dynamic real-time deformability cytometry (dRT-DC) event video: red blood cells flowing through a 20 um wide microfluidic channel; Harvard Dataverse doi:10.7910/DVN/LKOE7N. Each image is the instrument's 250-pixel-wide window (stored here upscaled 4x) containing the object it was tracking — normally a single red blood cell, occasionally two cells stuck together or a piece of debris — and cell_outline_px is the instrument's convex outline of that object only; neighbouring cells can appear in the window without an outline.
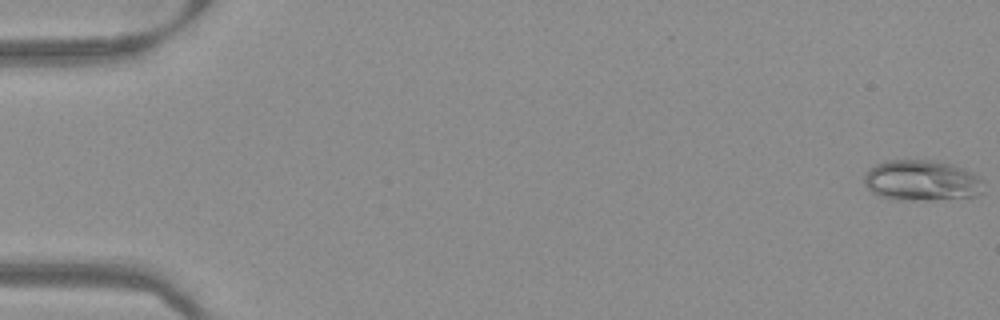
{"species": "Egyptian fruit bat (a non-hibernating species)", "species_latin": "Rousettus aegyptiacus", "temperature_condition": "warm", "stored_images_in_passage": 52, "camera_frame_rate_fps": 3000, "um_per_image_px": 0.085, "frame": {"image": 1, "passage_image": 1, "time_ms": 0.0, "image_size_px": [1000, 320], "cell_outline_px": [[984, 192], [976, 196], [932, 200], [896, 200], [880, 196], [872, 192], [864, 184], [864, 176], [868, 168], [884, 160], [936, 160], [952, 164], [964, 168], [980, 176], [984, 180]], "centroid_in_image_um": [78.38, 15.34], "position_along_channel_um": 6.6, "area_um2": 28.96}}
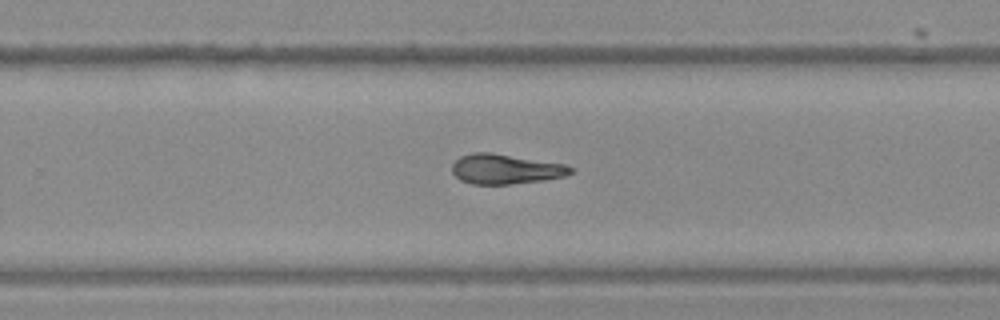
{"frame": {"image": 2, "passage_image": 34, "time_ms": 11.0, "image_size_px": [1000, 320], "cell_outline_px": [[572, 172], [568, 176], [544, 180], [512, 184], [472, 184], [460, 180], [452, 172], [452, 164], [460, 156], [472, 152], [488, 152], [564, 164], [572, 168]], "centroid_in_image_um": [42.95, 14.38], "position_along_channel_um": 286.9, "area_um2": 20.58}}
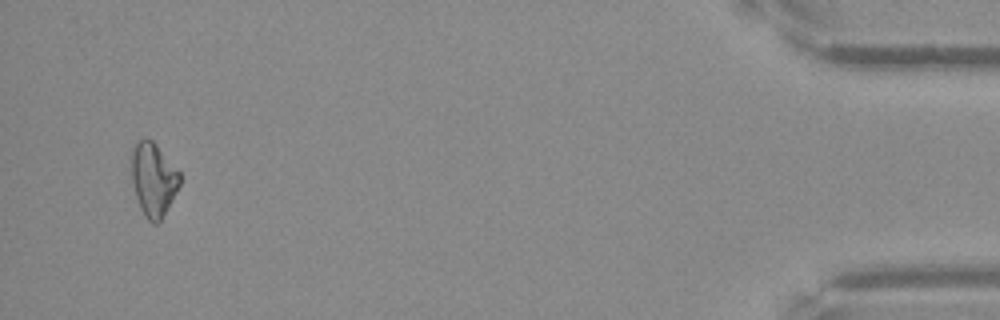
{"frame": {"image": 3, "passage_image": 50, "time_ms": 16.333, "image_size_px": [1000, 320], "cell_outline_px": [[180, 184], [176, 192], [160, 220], [156, 224], [152, 224], [144, 216], [140, 208], [136, 196], [132, 180], [132, 148], [136, 140], [144, 136], [152, 140], [156, 144], [180, 172]], "centroid_in_image_um": [13.02, 15.21], "position_along_channel_um": 422.2, "area_um2": 20.63}}